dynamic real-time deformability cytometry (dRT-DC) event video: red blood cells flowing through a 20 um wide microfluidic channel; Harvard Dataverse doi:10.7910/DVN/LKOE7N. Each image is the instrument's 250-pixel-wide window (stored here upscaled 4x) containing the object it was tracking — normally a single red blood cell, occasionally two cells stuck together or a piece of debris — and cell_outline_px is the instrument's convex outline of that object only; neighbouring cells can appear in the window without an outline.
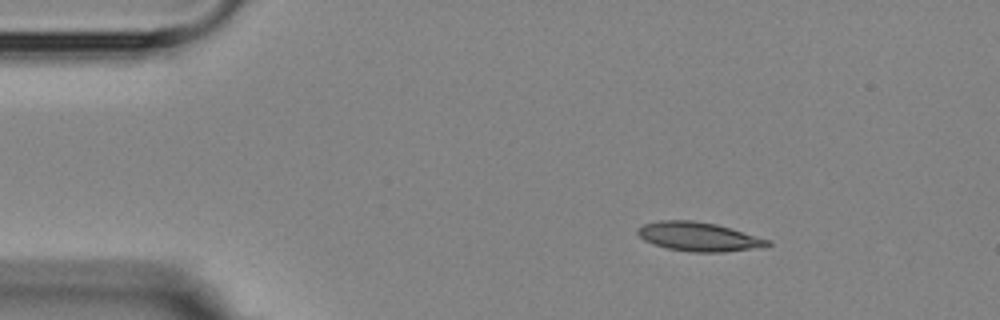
{"species": "Egyptian fruit bat (a non-hibernating species)", "species_latin": "Rousettus aegyptiacus", "temperature_condition": "room temperature", "stored_images_in_passage": 2, "camera_frame_rate_fps": 3000, "um_per_image_px": 0.085, "animal": {"sex": "female"}, "frame": {"image": 1, "passage_image": 2, "time_ms": 2.667, "image_size_px": [1000, 320], "cell_outline_px": [[772, 244], [768, 248], [724, 252], [692, 252], [668, 248], [652, 244], [644, 240], [636, 232], [636, 228], [644, 224], [660, 220], [692, 220], [716, 224], [768, 240]], "centroid_in_image_um": [59.39, 20.13], "position_along_channel_um": 25.6, "area_um2": 22.02}}